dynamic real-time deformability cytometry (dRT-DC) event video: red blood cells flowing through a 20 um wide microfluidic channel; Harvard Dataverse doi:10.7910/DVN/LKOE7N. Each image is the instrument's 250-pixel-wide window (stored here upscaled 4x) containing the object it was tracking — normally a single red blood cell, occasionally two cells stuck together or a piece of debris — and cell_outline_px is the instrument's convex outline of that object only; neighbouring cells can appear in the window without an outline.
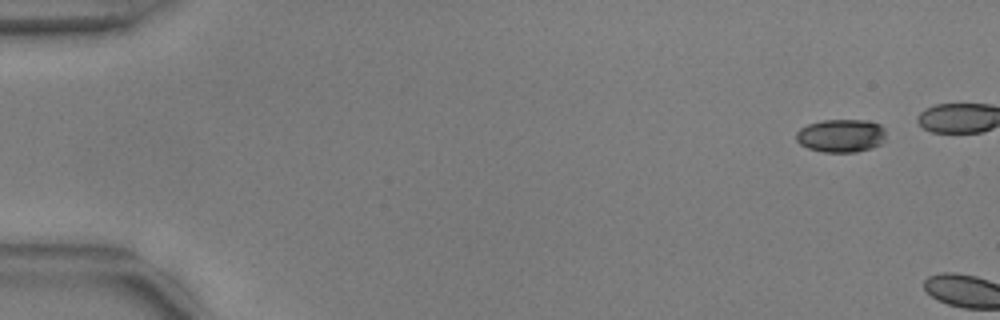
{"species": "common noctule bat (a hibernating species)", "species_latin": "Nyctalus noctula", "temperature_condition": "warm", "stored_images_in_passage": 3, "camera_frame_rate_fps": 3000, "um_per_image_px": 0.085, "animal": {"sex": "male", "body_mass_g": 17.9, "forearm_length_mm": 54.2}, "frame": {"image": 1, "passage_image": 1, "time_ms": 0.0, "image_size_px": [1000, 320], "cell_outline_px": [[884, 136], [880, 144], [872, 148], [856, 152], [824, 152], [808, 148], [800, 144], [796, 140], [796, 132], [800, 128], [808, 124], [824, 120], [868, 120], [880, 124], [884, 128]], "centroid_in_image_um": [71.47, 11.53], "position_along_channel_um": 13.5, "area_um2": 17.34}}